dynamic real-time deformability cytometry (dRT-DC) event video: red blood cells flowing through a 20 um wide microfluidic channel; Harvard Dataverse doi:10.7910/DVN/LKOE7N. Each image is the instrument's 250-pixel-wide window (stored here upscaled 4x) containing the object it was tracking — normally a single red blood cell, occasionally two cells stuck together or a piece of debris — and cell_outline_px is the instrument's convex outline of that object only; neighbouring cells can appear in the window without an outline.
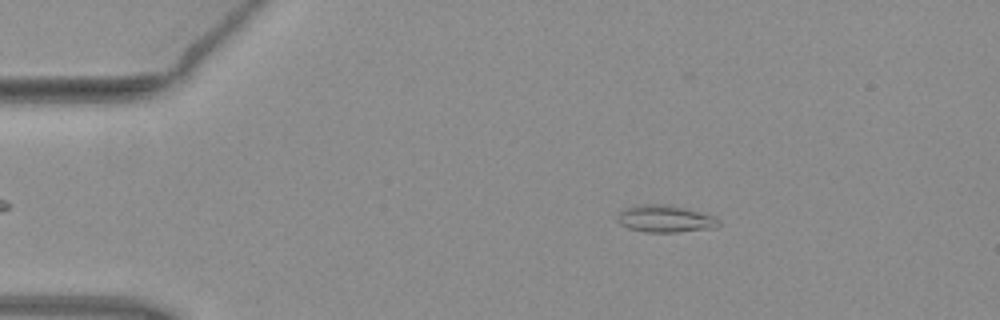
{"species": "common noctule bat (a hibernating species)", "species_latin": "Nyctalus noctula", "temperature_condition": "warm", "stored_images_in_passage": 6, "camera_frame_rate_fps": 3000, "um_per_image_px": 0.085, "animal": {"sex": "female", "body_mass_g": 19.3, "forearm_length_mm": 54.1}, "frame": {"image": 1, "passage_image": 2, "time_ms": 0.333, "image_size_px": [1000, 320], "cell_outline_px": [[720, 224], [712, 228], [676, 232], [644, 232], [628, 228], [620, 224], [616, 220], [616, 216], [624, 208], [640, 204], [668, 204], [684, 208], [712, 216], [720, 220]], "centroid_in_image_um": [56.47, 18.59], "position_along_channel_um": 28.5, "area_um2": 15.95}}
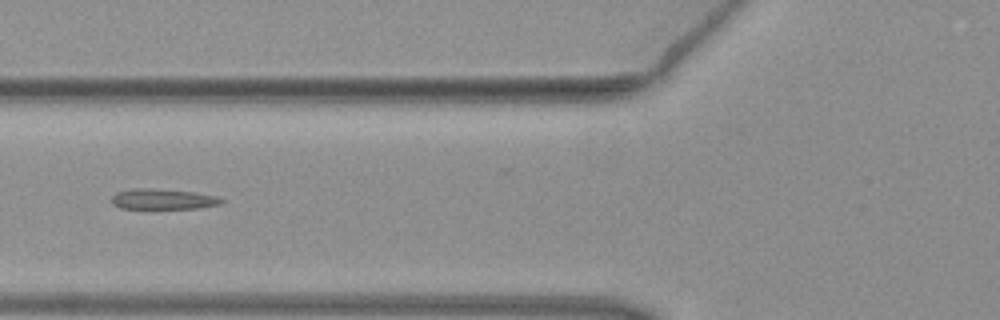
{"frame": {"image": 2, "passage_image": 5, "time_ms": 1.333, "image_size_px": [1000, 320], "cell_outline_px": [[224, 200], [220, 204], [200, 208], [120, 208], [112, 204], [112, 196], [116, 192], [128, 188], [152, 188], [192, 192], [216, 196]], "centroid_in_image_um": [13.8, 16.91], "position_along_channel_um": 112.0, "area_um2": 13.06}}
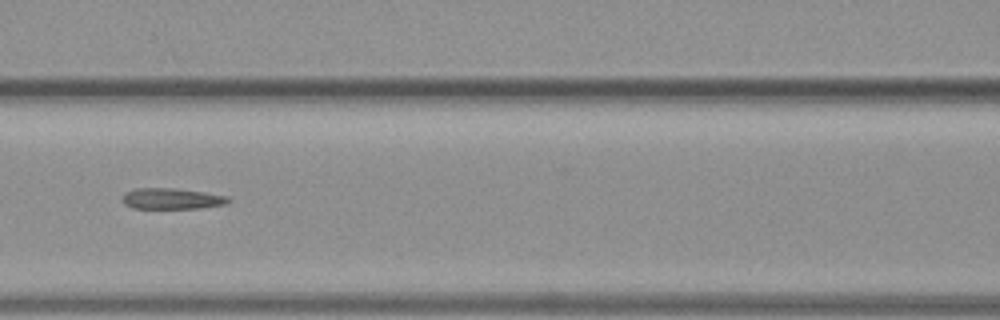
{"frame": {"image": 3, "passage_image": 6, "time_ms": 1.667, "image_size_px": [1000, 320], "cell_outline_px": [[232, 200], [224, 204], [200, 208], [132, 208], [124, 204], [124, 196], [128, 192], [136, 188], [176, 188], [228, 196]], "centroid_in_image_um": [14.63, 16.89], "position_along_channel_um": 152.0, "area_um2": 12.72}}